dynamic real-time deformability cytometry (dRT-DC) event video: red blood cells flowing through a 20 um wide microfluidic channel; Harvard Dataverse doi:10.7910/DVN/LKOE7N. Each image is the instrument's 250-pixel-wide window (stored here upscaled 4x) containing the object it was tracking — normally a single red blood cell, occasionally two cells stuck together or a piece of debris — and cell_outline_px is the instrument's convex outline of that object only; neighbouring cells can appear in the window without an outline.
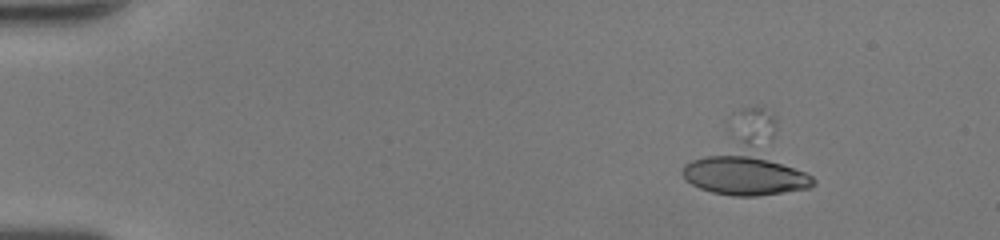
{"species": "human", "species_latin": "Homo sapiens", "temperature_condition": "room temperature", "stored_images_in_passage": 29, "segment_of_instrument_passage": [2, 2], "camera_frame_rate_fps": 3000, "um_per_image_px": 0.085, "donor": {"sex": "female"}, "frame": {"image": 1, "passage_image": 9, "time_ms": 2.667, "image_size_px": [1000, 240], "cell_outline_px": [[816, 184], [812, 188], [756, 196], [732, 196], [712, 192], [700, 188], [684, 180], [680, 172], [684, 164], [740, 108], [760, 108], [772, 112], [776, 116], [816, 180]], "centroid_in_image_um": [63.67, 13.47], "position_along_channel_um": 21.3, "area_um2": 56.82}}
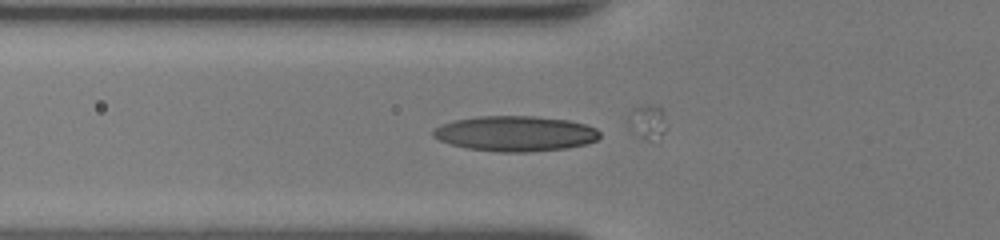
{"frame": {"image": 2, "passage_image": 21, "time_ms": 6.667, "image_size_px": [1000, 240], "cell_outline_px": [[600, 136], [596, 140], [584, 144], [564, 148], [528, 152], [496, 152], [468, 148], [452, 144], [440, 140], [432, 136], [432, 132], [440, 124], [456, 120], [476, 116], [536, 116], [568, 120], [584, 124], [596, 128], [600, 132]], "centroid_in_image_um": [43.79, 11.35], "position_along_channel_um": 82.0, "area_um2": 34.16}}
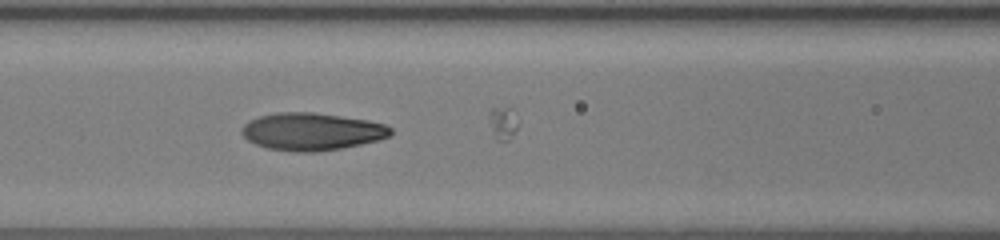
{"frame": {"image": 3, "passage_image": 25, "time_ms": 8.0, "image_size_px": [1000, 240], "cell_outline_px": [[392, 132], [388, 136], [376, 140], [360, 144], [340, 148], [316, 152], [292, 152], [264, 148], [248, 140], [240, 132], [240, 128], [248, 120], [260, 116], [276, 112], [312, 112], [368, 120], [384, 124], [392, 128]], "centroid_in_image_um": [26.44, 11.18], "position_along_channel_um": 140.2, "area_um2": 32.54}}